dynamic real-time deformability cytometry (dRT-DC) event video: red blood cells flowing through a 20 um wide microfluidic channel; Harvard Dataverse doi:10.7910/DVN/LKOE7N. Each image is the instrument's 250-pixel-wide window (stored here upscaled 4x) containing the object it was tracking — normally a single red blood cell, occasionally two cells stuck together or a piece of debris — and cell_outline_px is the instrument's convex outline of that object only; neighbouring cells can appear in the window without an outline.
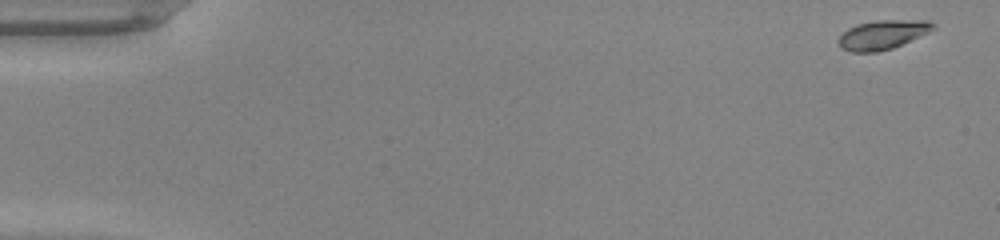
{"species": "common noctule bat (a hibernating species)", "species_latin": "Nyctalus noctula", "temperature_condition": "warm", "stored_images_in_passage": 48, "camera_frame_rate_fps": 3000, "um_per_image_px": 0.085, "animal": {"sex": "male", "body_mass_g": 20.0, "forearm_length_mm": 53.3}, "frame": {"image": 1, "passage_image": 1, "time_ms": 0.0, "image_size_px": [1000, 240], "cell_outline_px": [[936, 28], [928, 32], [892, 48], [876, 52], [852, 52], [840, 48], [836, 40], [848, 28], [856, 24], [876, 20], [928, 20], [936, 24]], "centroid_in_image_um": [74.99, 2.94], "position_along_channel_um": 10.0, "area_um2": 16.13}}
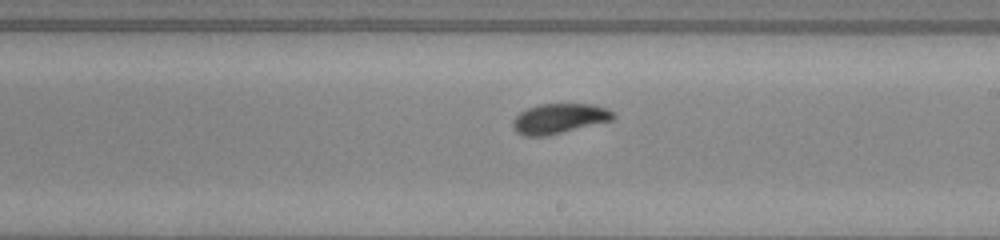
{"frame": {"image": 2, "passage_image": 28, "time_ms": 9.0, "image_size_px": [1000, 240], "cell_outline_px": [[616, 116], [612, 120], [544, 136], [524, 136], [516, 132], [512, 124], [512, 120], [520, 112], [528, 108], [540, 104], [592, 104], [608, 108]], "centroid_in_image_um": [47.51, 10.07], "position_along_channel_um": 241.5, "area_um2": 17.34}}
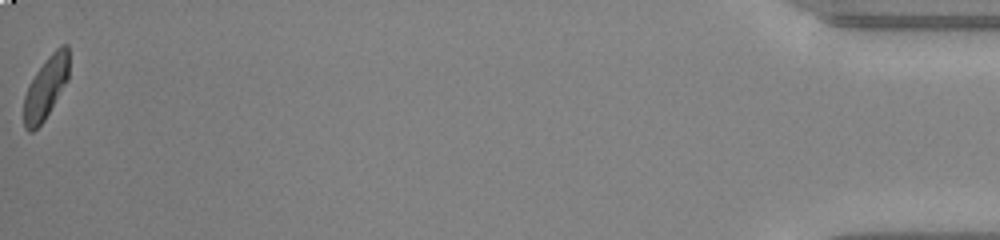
{"frame": {"image": 3, "passage_image": 48, "time_ms": 15.667, "image_size_px": [1000, 240], "cell_outline_px": [[68, 80], [44, 120], [32, 132], [28, 132], [24, 128], [24, 96], [28, 84], [36, 72], [48, 56], [60, 44], [68, 44]], "centroid_in_image_um": [3.88, 7.44], "position_along_channel_um": 431.3, "area_um2": 16.3}, "authors_computed_cell_mechanics": {"area_um2": 16.9643, "velocity_mm_per_s": 4.2731, "shape_relaxation_time_tau1_ms": 2.224, "shape_relaxation_time_tau2_ms": 2.4931, "deformation_change_tau1": 0.134, "deformation_change_tau2": 0.0273}}